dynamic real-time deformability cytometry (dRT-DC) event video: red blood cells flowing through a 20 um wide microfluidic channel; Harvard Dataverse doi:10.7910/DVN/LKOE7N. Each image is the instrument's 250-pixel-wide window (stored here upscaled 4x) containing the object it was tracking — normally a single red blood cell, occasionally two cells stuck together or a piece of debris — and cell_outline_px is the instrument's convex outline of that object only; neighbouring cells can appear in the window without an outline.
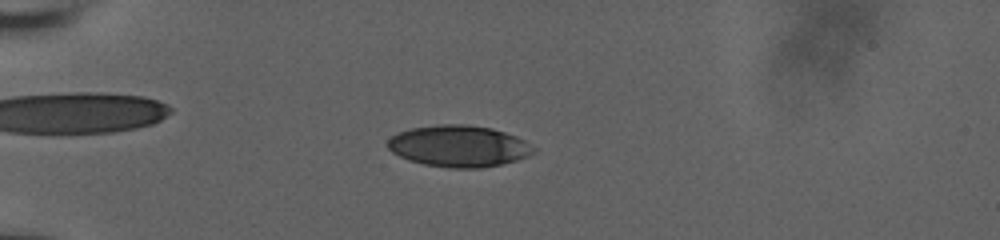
{"species": "human", "species_latin": "Homo sapiens", "temperature_condition": "room temperature", "stored_images_in_passage": 57, "camera_frame_rate_fps": 3000, "um_per_image_px": 0.085, "donor": {"sex": "male"}, "frame": {"image": 1, "passage_image": 18, "time_ms": 5.667, "image_size_px": [1000, 240], "cell_outline_px": [[536, 152], [528, 156], [516, 160], [500, 164], [480, 168], [448, 168], [424, 164], [408, 160], [392, 152], [388, 148], [388, 140], [392, 136], [400, 132], [412, 128], [440, 124], [468, 124], [492, 128], [516, 136], [524, 140], [536, 148]], "centroid_in_image_um": [39.02, 12.42], "position_along_channel_um": 46.0, "area_um2": 35.26}}
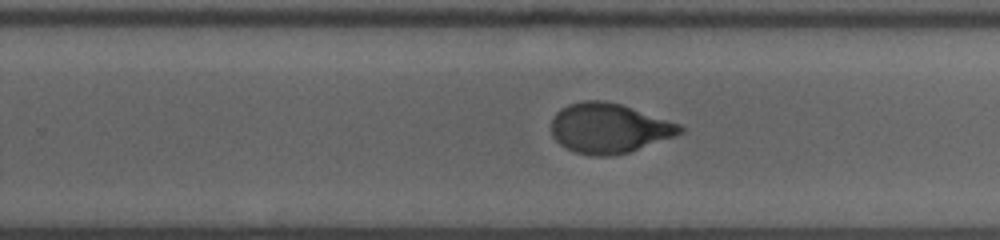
{"frame": {"image": 2, "passage_image": 39, "time_ms": 12.667, "image_size_px": [1000, 240], "cell_outline_px": [[684, 132], [676, 136], [628, 152], [608, 156], [592, 156], [576, 152], [560, 144], [552, 136], [552, 116], [560, 108], [568, 104], [584, 100], [600, 100], [620, 104], [680, 124], [684, 128]], "centroid_in_image_um": [51.75, 10.89], "position_along_channel_um": 278.1, "area_um2": 37.22}}
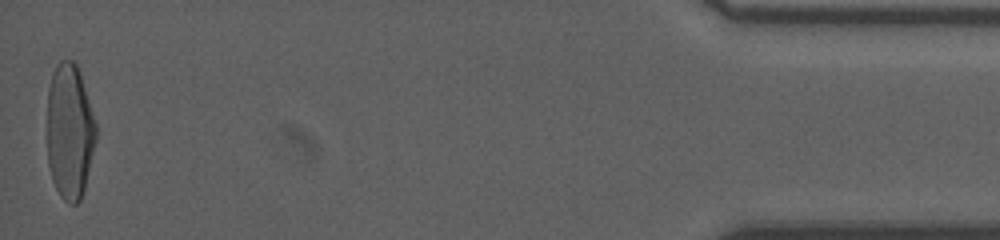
{"frame": {"image": 3, "passage_image": 57, "time_ms": 18.667, "image_size_px": [1000, 240], "cell_outline_px": [[96, 140], [84, 188], [80, 200], [76, 204], [68, 204], [60, 196], [52, 180], [48, 164], [48, 88], [52, 72], [56, 64], [60, 60], [72, 60], [76, 64], [80, 72], [96, 124]], "centroid_in_image_um": [5.91, 11.16], "position_along_channel_um": 429.3, "area_um2": 38.49}, "authors_computed_cell_mechanics": {"area_um2": 37.281, "velocity_mm_per_s": 3.8835, "shape_relaxation_time_tau1_ms": 4.5925, "shape_relaxation_time_tau2_ms": 0.7429, "deformation_change_tau1": 0.2224, "deformation_change_tau2": 0.0585}}